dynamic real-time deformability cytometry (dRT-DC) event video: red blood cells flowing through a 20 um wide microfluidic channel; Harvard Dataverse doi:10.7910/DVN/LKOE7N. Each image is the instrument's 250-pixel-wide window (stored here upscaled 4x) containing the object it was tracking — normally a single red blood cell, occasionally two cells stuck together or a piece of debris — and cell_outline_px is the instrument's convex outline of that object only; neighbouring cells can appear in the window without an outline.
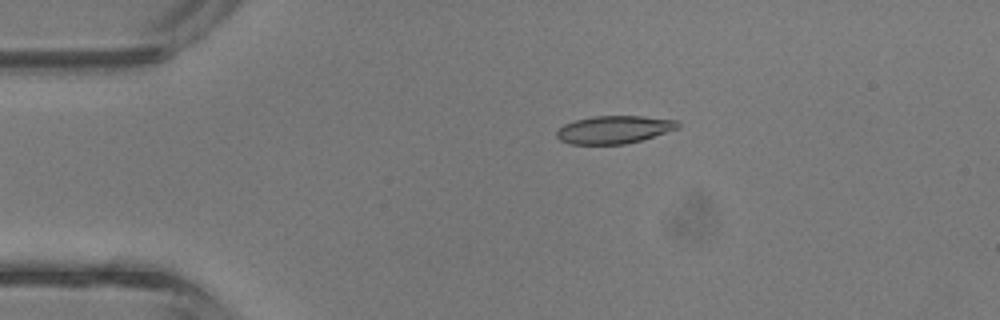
{"species": "common noctule bat (a hibernating species)", "species_latin": "Nyctalus noctula", "temperature_condition": "room temperature", "stored_images_in_passage": 10, "camera_frame_rate_fps": 3000, "um_per_image_px": 0.085, "animal": {"sex": "male", "body_mass_g": 13.3}, "frame": {"image": 1, "passage_image": 5, "time_ms": 1.333, "image_size_px": [1000, 320], "cell_outline_px": [[680, 128], [640, 140], [624, 144], [568, 144], [560, 140], [556, 136], [556, 132], [564, 124], [576, 120], [592, 116], [644, 116], [676, 120], [680, 124]], "centroid_in_image_um": [52.19, 11.01], "position_along_channel_um": 32.8, "area_um2": 19.59}}